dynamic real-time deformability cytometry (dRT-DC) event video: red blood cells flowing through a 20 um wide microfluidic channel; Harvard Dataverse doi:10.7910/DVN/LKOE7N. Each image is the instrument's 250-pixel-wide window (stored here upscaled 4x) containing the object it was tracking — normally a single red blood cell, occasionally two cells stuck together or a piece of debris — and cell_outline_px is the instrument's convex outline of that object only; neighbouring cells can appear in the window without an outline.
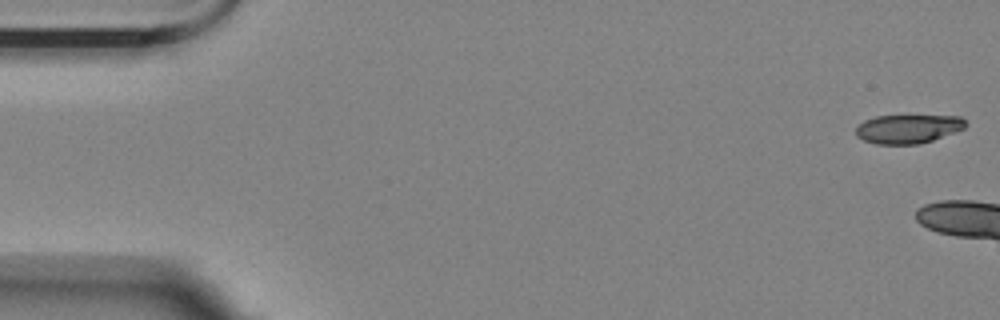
{"species": "Egyptian fruit bat (a non-hibernating species)", "species_latin": "Rousettus aegyptiacus", "temperature_condition": "room temperature", "stored_images_in_passage": 7, "camera_frame_rate_fps": 3000, "um_per_image_px": 0.085, "animal": {"sex": "female"}, "frame": {"image": 1, "passage_image": 1, "time_ms": 0.0, "image_size_px": [1000, 320], "cell_outline_px": [[968, 124], [964, 128], [932, 140], [920, 144], [876, 144], [864, 140], [856, 136], [856, 128], [864, 120], [876, 116], [960, 116]], "centroid_in_image_um": [77.17, 10.95], "position_along_channel_um": 7.8, "area_um2": 18.26}}